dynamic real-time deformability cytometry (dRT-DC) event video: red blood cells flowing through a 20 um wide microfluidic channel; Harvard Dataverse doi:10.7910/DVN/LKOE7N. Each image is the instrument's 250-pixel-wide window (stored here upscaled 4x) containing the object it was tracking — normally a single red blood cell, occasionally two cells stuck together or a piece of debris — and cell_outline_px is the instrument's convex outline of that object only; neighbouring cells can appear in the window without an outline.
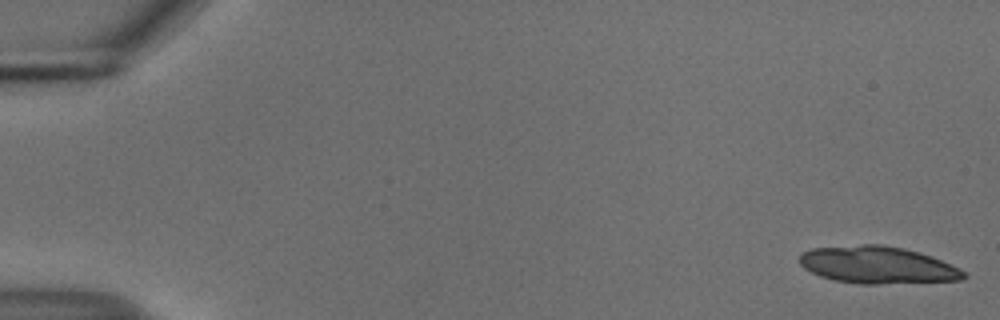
{"species": "common noctule bat (a hibernating species)", "species_latin": "Nyctalus noctula", "temperature_condition": "cold", "stored_images_in_passage": 36, "camera_frame_rate_fps": 3000, "um_per_image_px": 0.085, "animal": {"sex": "male", "body_mass_g": 18.8}, "frame": {"image": 1, "passage_image": 1, "time_ms": 0.0, "image_size_px": [1000, 320], "cell_outline_px": [[968, 276], [960, 280], [876, 284], [860, 284], [836, 280], [820, 276], [804, 268], [800, 264], [800, 252], [812, 248], [860, 244], [884, 244], [904, 248], [920, 252], [932, 256], [960, 268]], "centroid_in_image_um": [74.59, 22.51], "position_along_channel_um": 10.4, "area_um2": 35.72}}
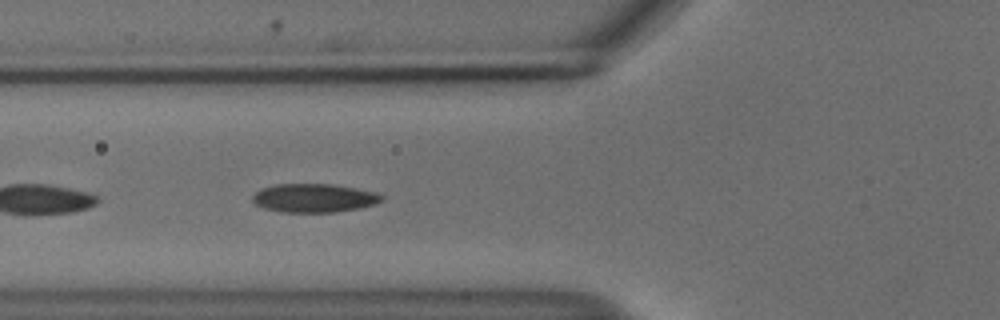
{"frame": {"image": 2, "passage_image": 21, "time_ms": 6.667, "image_size_px": [1000, 320], "cell_outline_px": [[384, 200], [376, 204], [336, 212], [284, 212], [264, 208], [256, 204], [252, 200], [252, 196], [260, 188], [272, 184], [332, 184], [380, 192], [384, 196]], "centroid_in_image_um": [26.72, 16.82], "position_along_channel_um": 99.1, "area_um2": 21.73}}